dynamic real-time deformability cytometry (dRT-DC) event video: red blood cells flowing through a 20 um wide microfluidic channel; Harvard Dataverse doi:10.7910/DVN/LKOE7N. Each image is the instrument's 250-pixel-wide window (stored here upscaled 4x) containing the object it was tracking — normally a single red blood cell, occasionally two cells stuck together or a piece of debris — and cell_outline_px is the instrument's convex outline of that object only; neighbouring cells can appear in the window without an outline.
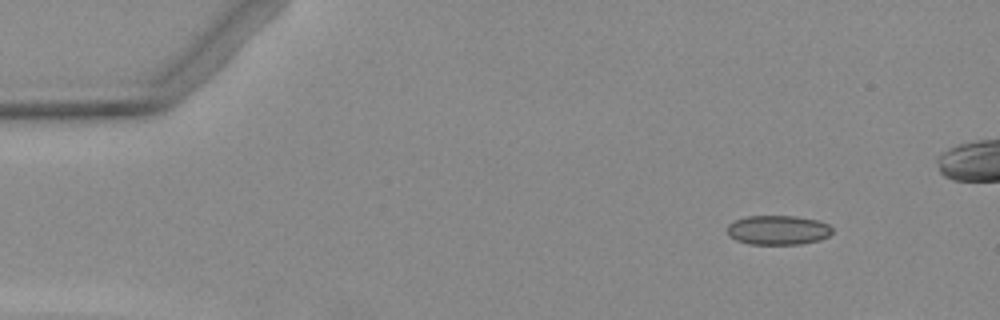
{"species": "Egyptian fruit bat (a non-hibernating species)", "species_latin": "Rousettus aegyptiacus", "temperature_condition": "warm", "stored_images_in_passage": 4, "camera_frame_rate_fps": 3000, "um_per_image_px": 0.085, "animal": {"sex": "female"}, "frame": {"image": 1, "passage_image": 1, "time_ms": 0.0, "image_size_px": [1000, 320], "cell_outline_px": [[832, 232], [828, 236], [820, 240], [800, 244], [748, 244], [736, 240], [728, 236], [728, 224], [736, 220], [748, 216], [796, 216], [820, 220], [828, 224], [832, 228]], "centroid_in_image_um": [66.14, 19.55], "position_along_channel_um": 18.9, "area_um2": 18.09}}